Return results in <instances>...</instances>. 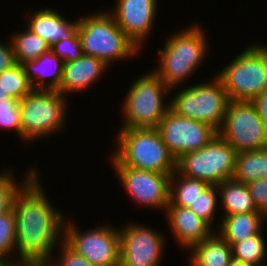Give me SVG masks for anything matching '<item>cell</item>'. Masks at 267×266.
Wrapping results in <instances>:
<instances>
[{
	"label": "cell",
	"mask_w": 267,
	"mask_h": 266,
	"mask_svg": "<svg viewBox=\"0 0 267 266\" xmlns=\"http://www.w3.org/2000/svg\"><path fill=\"white\" fill-rule=\"evenodd\" d=\"M38 173L17 191L12 204L15 255L21 266H45L52 259L54 249L64 242L67 218L50 203Z\"/></svg>",
	"instance_id": "1"
},
{
	"label": "cell",
	"mask_w": 267,
	"mask_h": 266,
	"mask_svg": "<svg viewBox=\"0 0 267 266\" xmlns=\"http://www.w3.org/2000/svg\"><path fill=\"white\" fill-rule=\"evenodd\" d=\"M206 35L204 28L193 23L169 36L163 48L158 50L159 66L152 71L171 91L182 87L183 83L185 85L186 80L204 64L209 54V39Z\"/></svg>",
	"instance_id": "2"
},
{
	"label": "cell",
	"mask_w": 267,
	"mask_h": 266,
	"mask_svg": "<svg viewBox=\"0 0 267 266\" xmlns=\"http://www.w3.org/2000/svg\"><path fill=\"white\" fill-rule=\"evenodd\" d=\"M111 165H124L139 170L172 175L175 157L164 144L157 128L119 129Z\"/></svg>",
	"instance_id": "3"
},
{
	"label": "cell",
	"mask_w": 267,
	"mask_h": 266,
	"mask_svg": "<svg viewBox=\"0 0 267 266\" xmlns=\"http://www.w3.org/2000/svg\"><path fill=\"white\" fill-rule=\"evenodd\" d=\"M79 18L77 31L83 54L101 59L108 67L117 60L125 61L138 56L135 54H139L140 50L107 9Z\"/></svg>",
	"instance_id": "4"
},
{
	"label": "cell",
	"mask_w": 267,
	"mask_h": 266,
	"mask_svg": "<svg viewBox=\"0 0 267 266\" xmlns=\"http://www.w3.org/2000/svg\"><path fill=\"white\" fill-rule=\"evenodd\" d=\"M214 75L230 101H252L267 89V45L246 46Z\"/></svg>",
	"instance_id": "5"
},
{
	"label": "cell",
	"mask_w": 267,
	"mask_h": 266,
	"mask_svg": "<svg viewBox=\"0 0 267 266\" xmlns=\"http://www.w3.org/2000/svg\"><path fill=\"white\" fill-rule=\"evenodd\" d=\"M68 101L54 90H32L23 97L19 103L22 143L30 144L66 130Z\"/></svg>",
	"instance_id": "6"
},
{
	"label": "cell",
	"mask_w": 267,
	"mask_h": 266,
	"mask_svg": "<svg viewBox=\"0 0 267 266\" xmlns=\"http://www.w3.org/2000/svg\"><path fill=\"white\" fill-rule=\"evenodd\" d=\"M133 82L123 100L121 129L157 128L170 110V103L165 102V98L171 90L153 71Z\"/></svg>",
	"instance_id": "7"
},
{
	"label": "cell",
	"mask_w": 267,
	"mask_h": 266,
	"mask_svg": "<svg viewBox=\"0 0 267 266\" xmlns=\"http://www.w3.org/2000/svg\"><path fill=\"white\" fill-rule=\"evenodd\" d=\"M209 82L180 87L170 98V110L175 114L211 125L217 131L225 117L229 98L222 82L213 75Z\"/></svg>",
	"instance_id": "8"
},
{
	"label": "cell",
	"mask_w": 267,
	"mask_h": 266,
	"mask_svg": "<svg viewBox=\"0 0 267 266\" xmlns=\"http://www.w3.org/2000/svg\"><path fill=\"white\" fill-rule=\"evenodd\" d=\"M237 152L218 134L203 148L177 159L176 170L192 179L218 185L232 179Z\"/></svg>",
	"instance_id": "9"
},
{
	"label": "cell",
	"mask_w": 267,
	"mask_h": 266,
	"mask_svg": "<svg viewBox=\"0 0 267 266\" xmlns=\"http://www.w3.org/2000/svg\"><path fill=\"white\" fill-rule=\"evenodd\" d=\"M65 220L64 242L93 266H119L120 231L113 225L99 224L79 231L75 222ZM104 224V225H103Z\"/></svg>",
	"instance_id": "10"
},
{
	"label": "cell",
	"mask_w": 267,
	"mask_h": 266,
	"mask_svg": "<svg viewBox=\"0 0 267 266\" xmlns=\"http://www.w3.org/2000/svg\"><path fill=\"white\" fill-rule=\"evenodd\" d=\"M218 135L237 153L267 148V127L251 101H229Z\"/></svg>",
	"instance_id": "11"
},
{
	"label": "cell",
	"mask_w": 267,
	"mask_h": 266,
	"mask_svg": "<svg viewBox=\"0 0 267 266\" xmlns=\"http://www.w3.org/2000/svg\"><path fill=\"white\" fill-rule=\"evenodd\" d=\"M120 231L119 266H160L166 249V236L150 226L125 223Z\"/></svg>",
	"instance_id": "12"
},
{
	"label": "cell",
	"mask_w": 267,
	"mask_h": 266,
	"mask_svg": "<svg viewBox=\"0 0 267 266\" xmlns=\"http://www.w3.org/2000/svg\"><path fill=\"white\" fill-rule=\"evenodd\" d=\"M169 152L178 158L205 147L218 131L211 125L169 110L157 127Z\"/></svg>",
	"instance_id": "13"
},
{
	"label": "cell",
	"mask_w": 267,
	"mask_h": 266,
	"mask_svg": "<svg viewBox=\"0 0 267 266\" xmlns=\"http://www.w3.org/2000/svg\"><path fill=\"white\" fill-rule=\"evenodd\" d=\"M123 189L135 204L150 209H162L169 205L170 176L139 170L124 165H113Z\"/></svg>",
	"instance_id": "14"
},
{
	"label": "cell",
	"mask_w": 267,
	"mask_h": 266,
	"mask_svg": "<svg viewBox=\"0 0 267 266\" xmlns=\"http://www.w3.org/2000/svg\"><path fill=\"white\" fill-rule=\"evenodd\" d=\"M158 2V0H116L114 9L109 10L116 24L140 51L146 44V38L153 32Z\"/></svg>",
	"instance_id": "15"
},
{
	"label": "cell",
	"mask_w": 267,
	"mask_h": 266,
	"mask_svg": "<svg viewBox=\"0 0 267 266\" xmlns=\"http://www.w3.org/2000/svg\"><path fill=\"white\" fill-rule=\"evenodd\" d=\"M166 213V214H165ZM164 215L172 237L182 250H189L208 238L215 230L189 208L167 206Z\"/></svg>",
	"instance_id": "16"
},
{
	"label": "cell",
	"mask_w": 267,
	"mask_h": 266,
	"mask_svg": "<svg viewBox=\"0 0 267 266\" xmlns=\"http://www.w3.org/2000/svg\"><path fill=\"white\" fill-rule=\"evenodd\" d=\"M108 68L101 59L85 54L76 61L64 63L63 78L58 92L65 97L71 95L70 93L85 92L100 80Z\"/></svg>",
	"instance_id": "17"
},
{
	"label": "cell",
	"mask_w": 267,
	"mask_h": 266,
	"mask_svg": "<svg viewBox=\"0 0 267 266\" xmlns=\"http://www.w3.org/2000/svg\"><path fill=\"white\" fill-rule=\"evenodd\" d=\"M27 28L39 35L50 46L71 37L78 29V18L69 21L58 9L45 8L31 11L27 19Z\"/></svg>",
	"instance_id": "18"
},
{
	"label": "cell",
	"mask_w": 267,
	"mask_h": 266,
	"mask_svg": "<svg viewBox=\"0 0 267 266\" xmlns=\"http://www.w3.org/2000/svg\"><path fill=\"white\" fill-rule=\"evenodd\" d=\"M21 65L33 90L58 91L63 78L64 61L51 50Z\"/></svg>",
	"instance_id": "19"
},
{
	"label": "cell",
	"mask_w": 267,
	"mask_h": 266,
	"mask_svg": "<svg viewBox=\"0 0 267 266\" xmlns=\"http://www.w3.org/2000/svg\"><path fill=\"white\" fill-rule=\"evenodd\" d=\"M218 229L215 230L231 246L248 237L259 234L264 228L267 216L263 212L222 215Z\"/></svg>",
	"instance_id": "20"
},
{
	"label": "cell",
	"mask_w": 267,
	"mask_h": 266,
	"mask_svg": "<svg viewBox=\"0 0 267 266\" xmlns=\"http://www.w3.org/2000/svg\"><path fill=\"white\" fill-rule=\"evenodd\" d=\"M189 251L191 266H228L232 259L231 245L216 231Z\"/></svg>",
	"instance_id": "21"
},
{
	"label": "cell",
	"mask_w": 267,
	"mask_h": 266,
	"mask_svg": "<svg viewBox=\"0 0 267 266\" xmlns=\"http://www.w3.org/2000/svg\"><path fill=\"white\" fill-rule=\"evenodd\" d=\"M217 188L222 215L261 212L257 209L246 184L230 179L218 184Z\"/></svg>",
	"instance_id": "22"
},
{
	"label": "cell",
	"mask_w": 267,
	"mask_h": 266,
	"mask_svg": "<svg viewBox=\"0 0 267 266\" xmlns=\"http://www.w3.org/2000/svg\"><path fill=\"white\" fill-rule=\"evenodd\" d=\"M267 178V148L237 153L232 179L247 184Z\"/></svg>",
	"instance_id": "23"
},
{
	"label": "cell",
	"mask_w": 267,
	"mask_h": 266,
	"mask_svg": "<svg viewBox=\"0 0 267 266\" xmlns=\"http://www.w3.org/2000/svg\"><path fill=\"white\" fill-rule=\"evenodd\" d=\"M208 186L202 180L188 178L175 170L170 176L168 206L189 208Z\"/></svg>",
	"instance_id": "24"
},
{
	"label": "cell",
	"mask_w": 267,
	"mask_h": 266,
	"mask_svg": "<svg viewBox=\"0 0 267 266\" xmlns=\"http://www.w3.org/2000/svg\"><path fill=\"white\" fill-rule=\"evenodd\" d=\"M9 40L12 42L18 64L35 60L50 50V45L27 27L23 31L13 33Z\"/></svg>",
	"instance_id": "25"
},
{
	"label": "cell",
	"mask_w": 267,
	"mask_h": 266,
	"mask_svg": "<svg viewBox=\"0 0 267 266\" xmlns=\"http://www.w3.org/2000/svg\"><path fill=\"white\" fill-rule=\"evenodd\" d=\"M263 230L242 242L234 243L232 248V258L242 261L251 266H263L266 262V242L262 235Z\"/></svg>",
	"instance_id": "26"
},
{
	"label": "cell",
	"mask_w": 267,
	"mask_h": 266,
	"mask_svg": "<svg viewBox=\"0 0 267 266\" xmlns=\"http://www.w3.org/2000/svg\"><path fill=\"white\" fill-rule=\"evenodd\" d=\"M37 169H28L21 183L17 182L12 169H0V216L12 209L13 200L17 191L37 172ZM17 182V183H16Z\"/></svg>",
	"instance_id": "27"
},
{
	"label": "cell",
	"mask_w": 267,
	"mask_h": 266,
	"mask_svg": "<svg viewBox=\"0 0 267 266\" xmlns=\"http://www.w3.org/2000/svg\"><path fill=\"white\" fill-rule=\"evenodd\" d=\"M0 81L6 92L18 100L28 95L32 90V86L25 75L23 66L16 64L8 70L0 73Z\"/></svg>",
	"instance_id": "28"
},
{
	"label": "cell",
	"mask_w": 267,
	"mask_h": 266,
	"mask_svg": "<svg viewBox=\"0 0 267 266\" xmlns=\"http://www.w3.org/2000/svg\"><path fill=\"white\" fill-rule=\"evenodd\" d=\"M219 192L216 185H209L192 203L189 209L200 219L204 220L212 229L213 221L216 217L219 206Z\"/></svg>",
	"instance_id": "29"
},
{
	"label": "cell",
	"mask_w": 267,
	"mask_h": 266,
	"mask_svg": "<svg viewBox=\"0 0 267 266\" xmlns=\"http://www.w3.org/2000/svg\"><path fill=\"white\" fill-rule=\"evenodd\" d=\"M15 239V215L11 209L8 213L0 216V260H16ZM11 254L12 256H10Z\"/></svg>",
	"instance_id": "30"
},
{
	"label": "cell",
	"mask_w": 267,
	"mask_h": 266,
	"mask_svg": "<svg viewBox=\"0 0 267 266\" xmlns=\"http://www.w3.org/2000/svg\"><path fill=\"white\" fill-rule=\"evenodd\" d=\"M20 100L5 99L0 102V128L4 130H13L22 141V123L19 108Z\"/></svg>",
	"instance_id": "31"
},
{
	"label": "cell",
	"mask_w": 267,
	"mask_h": 266,
	"mask_svg": "<svg viewBox=\"0 0 267 266\" xmlns=\"http://www.w3.org/2000/svg\"><path fill=\"white\" fill-rule=\"evenodd\" d=\"M50 50L61 58L64 63L76 61L83 55L81 40L76 31L71 37L60 40L50 46Z\"/></svg>",
	"instance_id": "32"
},
{
	"label": "cell",
	"mask_w": 267,
	"mask_h": 266,
	"mask_svg": "<svg viewBox=\"0 0 267 266\" xmlns=\"http://www.w3.org/2000/svg\"><path fill=\"white\" fill-rule=\"evenodd\" d=\"M59 247L61 249H59ZM59 247L57 248L59 250L58 254H60L57 255L59 258L56 257L57 259H50L45 266H93L84 257L73 251L65 242Z\"/></svg>",
	"instance_id": "33"
},
{
	"label": "cell",
	"mask_w": 267,
	"mask_h": 266,
	"mask_svg": "<svg viewBox=\"0 0 267 266\" xmlns=\"http://www.w3.org/2000/svg\"><path fill=\"white\" fill-rule=\"evenodd\" d=\"M257 209L267 216V178L246 184Z\"/></svg>",
	"instance_id": "34"
},
{
	"label": "cell",
	"mask_w": 267,
	"mask_h": 266,
	"mask_svg": "<svg viewBox=\"0 0 267 266\" xmlns=\"http://www.w3.org/2000/svg\"><path fill=\"white\" fill-rule=\"evenodd\" d=\"M0 41V73L17 64L11 40Z\"/></svg>",
	"instance_id": "35"
},
{
	"label": "cell",
	"mask_w": 267,
	"mask_h": 266,
	"mask_svg": "<svg viewBox=\"0 0 267 266\" xmlns=\"http://www.w3.org/2000/svg\"><path fill=\"white\" fill-rule=\"evenodd\" d=\"M267 127V89L251 101Z\"/></svg>",
	"instance_id": "36"
},
{
	"label": "cell",
	"mask_w": 267,
	"mask_h": 266,
	"mask_svg": "<svg viewBox=\"0 0 267 266\" xmlns=\"http://www.w3.org/2000/svg\"><path fill=\"white\" fill-rule=\"evenodd\" d=\"M5 99H15L13 98L9 92H6L5 88L3 87L2 81H0V102L4 101Z\"/></svg>",
	"instance_id": "37"
},
{
	"label": "cell",
	"mask_w": 267,
	"mask_h": 266,
	"mask_svg": "<svg viewBox=\"0 0 267 266\" xmlns=\"http://www.w3.org/2000/svg\"><path fill=\"white\" fill-rule=\"evenodd\" d=\"M0 266H21L16 260H0Z\"/></svg>",
	"instance_id": "38"
},
{
	"label": "cell",
	"mask_w": 267,
	"mask_h": 266,
	"mask_svg": "<svg viewBox=\"0 0 267 266\" xmlns=\"http://www.w3.org/2000/svg\"><path fill=\"white\" fill-rule=\"evenodd\" d=\"M228 266H251V265L243 263L242 261H238V260L232 258L230 260Z\"/></svg>",
	"instance_id": "39"
}]
</instances>
